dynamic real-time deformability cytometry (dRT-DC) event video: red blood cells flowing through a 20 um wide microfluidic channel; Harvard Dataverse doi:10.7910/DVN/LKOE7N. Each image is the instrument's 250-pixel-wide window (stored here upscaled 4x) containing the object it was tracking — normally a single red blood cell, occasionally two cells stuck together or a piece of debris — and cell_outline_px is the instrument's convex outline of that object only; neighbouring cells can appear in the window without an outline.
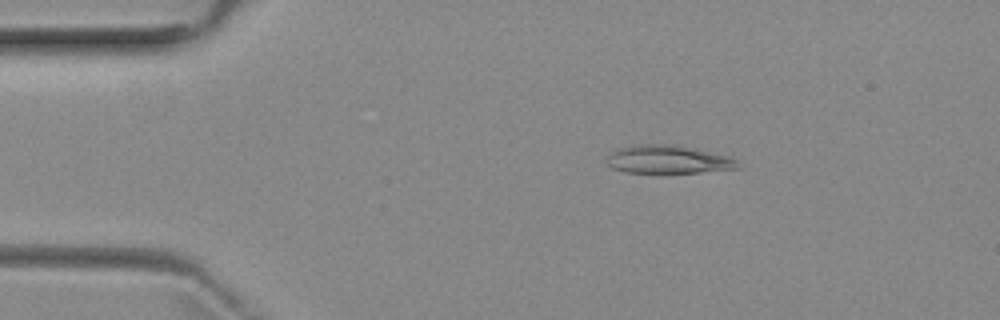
{"species": "common noctule bat (a hibernating species)", "species_latin": "Nyctalus noctula", "temperature_condition": "room temperature", "stored_images_in_passage": 6, "camera_frame_rate_fps": 3000, "um_per_image_px": 0.085, "animal": {"sex": "female", "body_mass_g": 29.2, "forearm_length_mm": 56.3}, "frame": {"image": 1, "passage_image": 2, "time_ms": 2.0, "image_size_px": [1000, 320], "cell_outline_px": [[744, 168], [700, 172], [624, 172], [612, 168], [604, 160], [604, 156], [608, 152], [616, 148], [636, 144], [676, 144], [728, 156], [744, 164]], "centroid_in_image_um": [56.76, 13.54], "position_along_channel_um": 28.2, "area_um2": 22.02}}
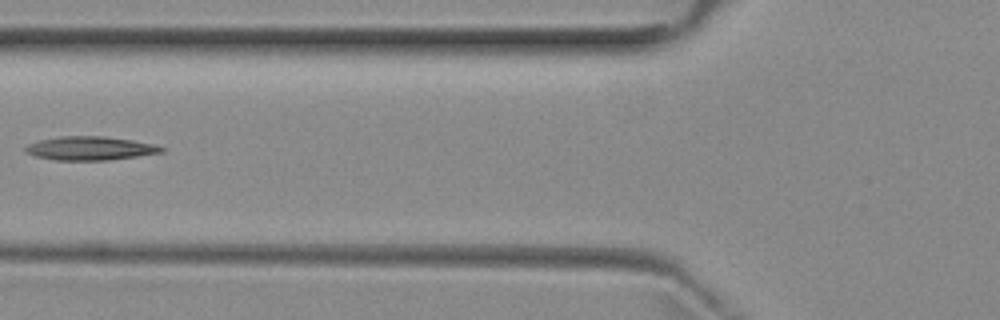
{"frame": {"image": 2, "passage_image": 5, "time_ms": 5.667, "image_size_px": [1000, 320], "cell_outline_px": [[164, 152], [108, 160], [56, 160], [36, 156], [24, 152], [24, 148], [28, 144], [40, 140], [60, 136], [104, 136], [132, 140], [156, 144], [164, 148]], "centroid_in_image_um": [7.66, 12.6], "position_along_channel_um": 118.1, "area_um2": 18.73}}
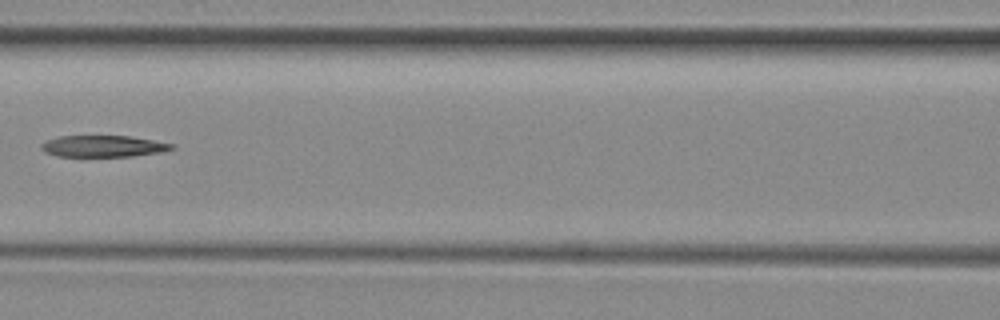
{"frame": {"image": 3, "passage_image": 6, "time_ms": 6.667, "image_size_px": [1000, 320], "cell_outline_px": [[176, 148], [164, 152], [132, 156], [56, 156], [44, 152], [40, 148], [40, 144], [48, 140], [60, 136], [128, 136], [152, 140], [172, 144]], "centroid_in_image_um": [8.77, 12.43], "position_along_channel_um": 157.8, "area_um2": 16.3}}